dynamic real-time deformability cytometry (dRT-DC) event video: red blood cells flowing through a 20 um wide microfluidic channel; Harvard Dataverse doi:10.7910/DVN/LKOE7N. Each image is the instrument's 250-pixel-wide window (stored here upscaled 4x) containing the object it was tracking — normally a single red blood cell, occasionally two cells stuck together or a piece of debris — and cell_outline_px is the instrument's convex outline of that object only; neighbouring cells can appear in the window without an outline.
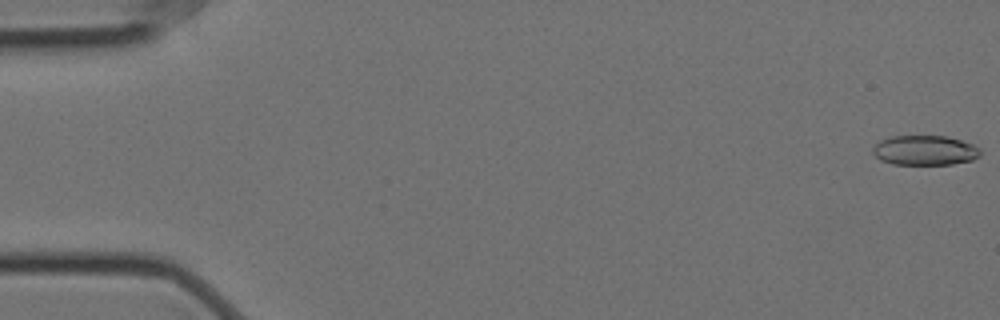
{"species": "Egyptian fruit bat (a non-hibernating species)", "species_latin": "Rousettus aegyptiacus", "temperature_condition": "cold", "stored_images_in_passage": 58, "camera_frame_rate_fps": 3000, "um_per_image_px": 0.085, "animal": {"sex": "female"}, "frame": {"image": 1, "passage_image": 1, "time_ms": 0.0, "image_size_px": [1000, 320], "cell_outline_px": [[980, 156], [972, 160], [952, 164], [892, 164], [880, 160], [872, 152], [872, 148], [880, 140], [892, 136], [948, 136], [972, 144], [980, 148]], "centroid_in_image_um": [78.61, 12.78], "position_along_channel_um": 6.4, "area_um2": 18.67}}
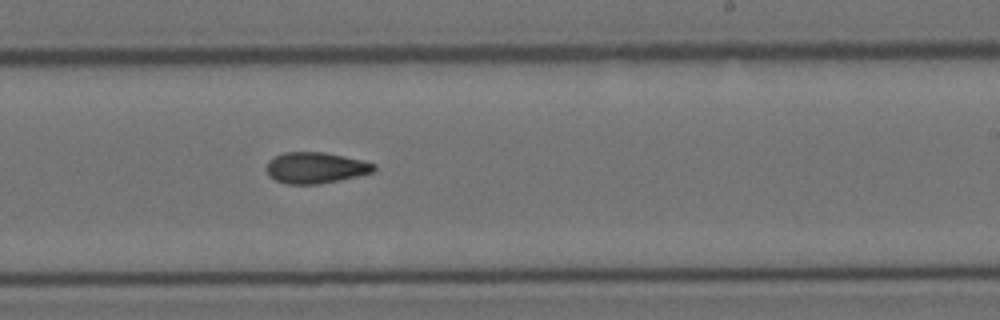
{"frame": {"image": 2, "passage_image": 35, "time_ms": 11.333, "image_size_px": [1000, 320], "cell_outline_px": [[376, 168], [372, 172], [340, 180], [320, 184], [288, 184], [276, 180], [268, 176], [264, 168], [268, 160], [284, 152], [324, 152], [344, 156], [376, 164]], "centroid_in_image_um": [26.77, 14.26], "position_along_channel_um": 262.2, "area_um2": 19.54}}
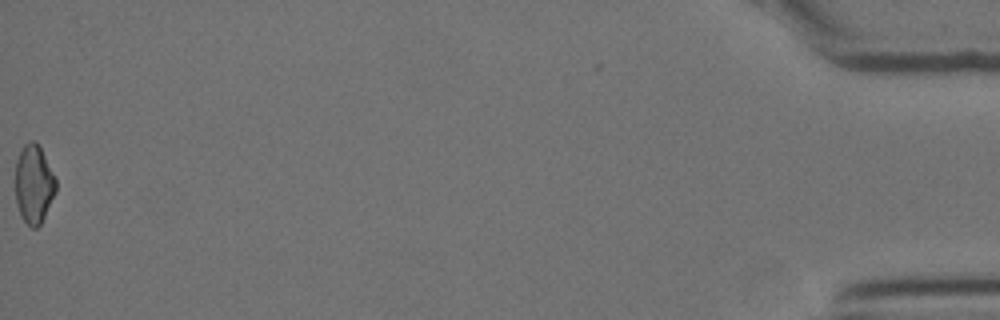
{"frame": {"image": 3, "passage_image": 58, "time_ms": 19.0, "image_size_px": [1000, 320], "cell_outline_px": [[56, 192], [40, 224], [36, 228], [32, 228], [20, 216], [16, 204], [16, 160], [24, 144], [28, 140], [36, 140], [56, 180]], "centroid_in_image_um": [2.86, 15.65], "position_along_channel_um": 432.3, "area_um2": 18.38}, "authors_computed_cell_mechanics": {"area_um2": 19.363, "velocity_mm_per_s": 3.5332, "shape_relaxation_time_tau1_ms": null, "shape_relaxation_time_tau2_ms": 10.8835, "deformation_change_tau1": null, "deformation_change_tau2": 0.1709}}